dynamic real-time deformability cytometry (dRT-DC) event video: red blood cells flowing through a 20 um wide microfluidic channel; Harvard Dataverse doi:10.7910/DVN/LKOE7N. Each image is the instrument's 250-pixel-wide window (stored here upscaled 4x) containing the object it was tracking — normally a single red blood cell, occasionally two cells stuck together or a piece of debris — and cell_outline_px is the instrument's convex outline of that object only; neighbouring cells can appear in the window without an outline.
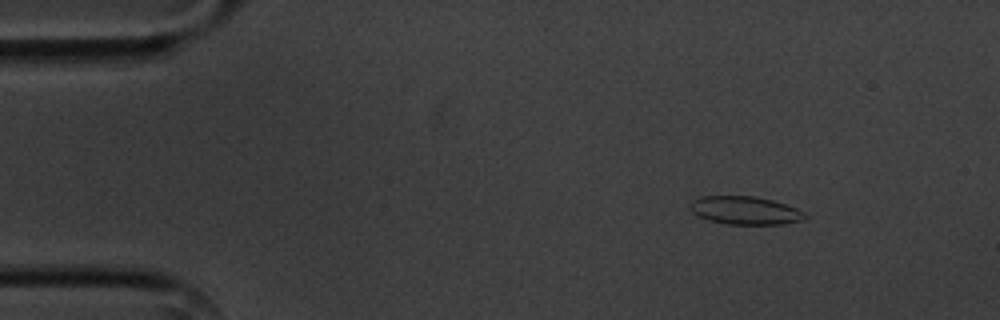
{"species": "common noctule bat (a hibernating species)", "species_latin": "Nyctalus noctula", "temperature_condition": "cold", "stored_images_in_passage": 4, "camera_frame_rate_fps": 3000, "um_per_image_px": 0.085, "animal": {"sex": "male", "body_mass_g": 20.1, "forearm_length_mm": 53.5}, "frame": {"image": 1, "passage_image": 2, "time_ms": 1.333, "image_size_px": [1000, 320], "cell_outline_px": [[808, 216], [804, 220], [784, 224], [728, 224], [708, 220], [692, 212], [692, 200], [700, 196], [752, 196], [772, 200], [796, 208], [804, 212]], "centroid_in_image_um": [63.37, 17.89], "position_along_channel_um": 21.6, "area_um2": 18.67}}